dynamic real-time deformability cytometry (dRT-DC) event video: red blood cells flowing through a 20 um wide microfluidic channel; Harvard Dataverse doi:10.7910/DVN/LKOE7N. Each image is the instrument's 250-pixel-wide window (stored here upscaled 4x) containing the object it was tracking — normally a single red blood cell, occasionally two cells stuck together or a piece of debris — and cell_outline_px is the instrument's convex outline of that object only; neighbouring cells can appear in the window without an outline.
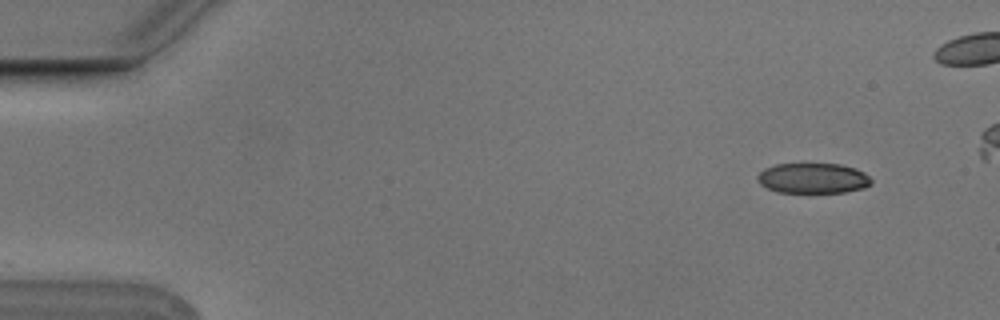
{"species": "Egyptian fruit bat (a non-hibernating species)", "species_latin": "Rousettus aegyptiacus", "temperature_condition": "cold", "stored_images_in_passage": 6, "camera_frame_rate_fps": 3000, "um_per_image_px": 0.085, "animal": {"sex": "male"}, "frame": {"image": 1, "passage_image": 2, "time_ms": 0.333, "image_size_px": [1000, 320], "cell_outline_px": [[872, 184], [864, 188], [844, 192], [776, 192], [760, 184], [756, 180], [756, 176], [764, 168], [776, 164], [840, 164], [856, 168], [864, 172], [872, 180]], "centroid_in_image_um": [69.1, 15.14], "position_along_channel_um": 15.9, "area_um2": 20.17}}